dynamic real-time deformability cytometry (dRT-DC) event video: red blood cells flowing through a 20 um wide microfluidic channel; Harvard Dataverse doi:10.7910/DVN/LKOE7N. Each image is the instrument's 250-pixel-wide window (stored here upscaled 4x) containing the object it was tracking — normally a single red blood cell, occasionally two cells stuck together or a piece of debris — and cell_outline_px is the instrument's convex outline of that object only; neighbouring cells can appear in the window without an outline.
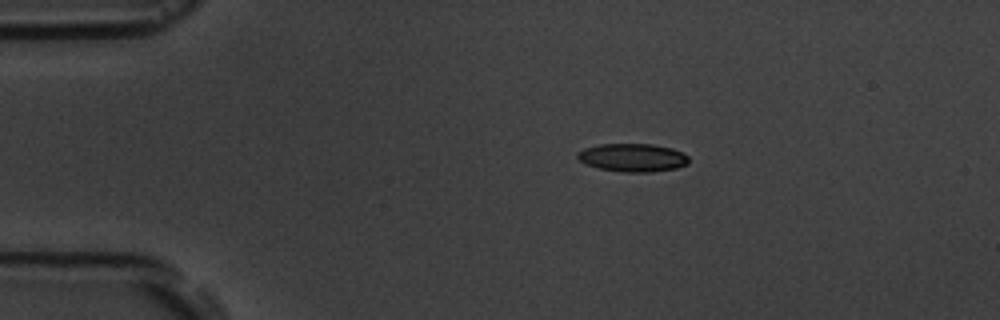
{"species": "common noctule bat (a hibernating species)", "species_latin": "Nyctalus noctula", "temperature_condition": "room temperature", "stored_images_in_passage": 9, "camera_frame_rate_fps": 3000, "um_per_image_px": 0.085, "animal": {"sex": "male", "body_mass_g": 19.5, "forearm_length_mm": 54.6}, "frame": {"image": 1, "passage_image": 2, "time_ms": 1.333, "image_size_px": [1000, 320], "cell_outline_px": [[688, 164], [676, 168], [652, 172], [624, 172], [600, 168], [584, 164], [576, 156], [576, 152], [584, 148], [600, 144], [652, 144], [672, 148], [688, 156]], "centroid_in_image_um": [53.75, 13.39], "position_along_channel_um": 31.2, "area_um2": 18.26}}
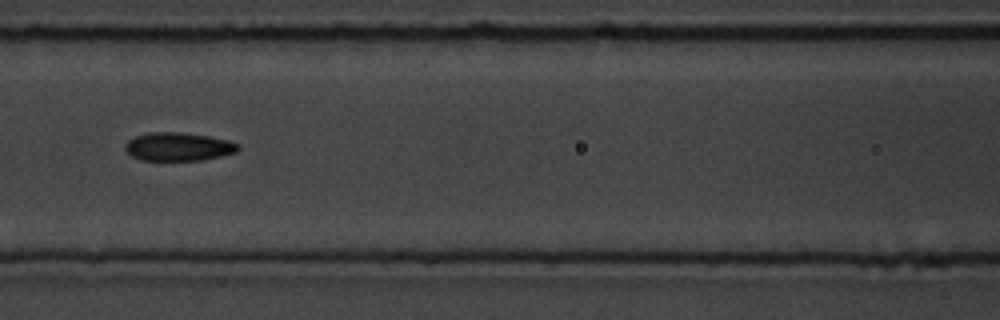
{"frame": {"image": 2, "passage_image": 6, "time_ms": 6.0, "image_size_px": [1000, 320], "cell_outline_px": [[240, 148], [236, 152], [220, 156], [200, 160], [140, 160], [132, 156], [124, 148], [124, 144], [128, 140], [136, 136], [148, 132], [180, 132], [208, 136], [228, 140], [240, 144]], "centroid_in_image_um": [15.15, 12.46], "position_along_channel_um": 151.5, "area_um2": 18.67}}
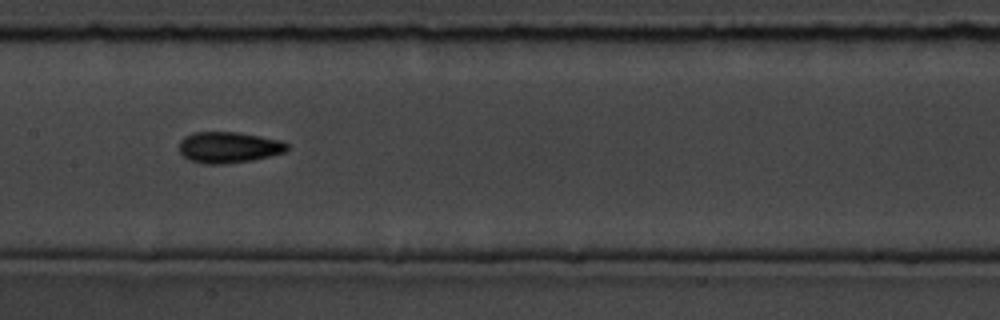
{"frame": {"image": 3, "passage_image": 7, "time_ms": 7.0, "image_size_px": [1000, 320], "cell_outline_px": [[288, 148], [284, 152], [252, 160], [224, 164], [204, 164], [188, 160], [180, 152], [180, 140], [184, 136], [192, 132], [236, 132], [260, 136], [280, 140], [288, 144]], "centroid_in_image_um": [19.4, 12.52], "position_along_channel_um": 188.0, "area_um2": 19.54}}